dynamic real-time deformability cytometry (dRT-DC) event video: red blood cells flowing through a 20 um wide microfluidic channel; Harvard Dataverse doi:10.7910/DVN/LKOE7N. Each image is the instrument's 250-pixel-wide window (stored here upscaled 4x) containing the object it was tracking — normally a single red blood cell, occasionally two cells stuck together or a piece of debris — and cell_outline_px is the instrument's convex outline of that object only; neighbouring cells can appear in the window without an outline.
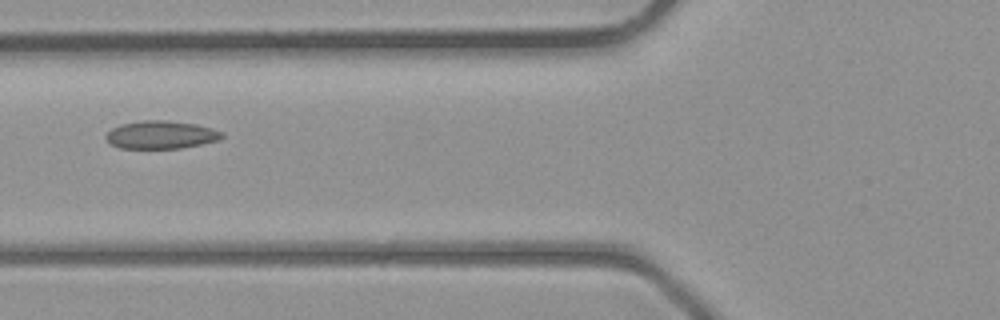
{"species": "common noctule bat (a hibernating species)", "species_latin": "Nyctalus noctula", "temperature_condition": "room temperature", "stored_images_in_passage": 3, "camera_frame_rate_fps": 3000, "um_per_image_px": 0.085, "animal": {"sex": "male", "body_mass_g": 23.1, "forearm_length_mm": 52.7}, "frame": {"image": 1, "passage_image": 3, "time_ms": 2.333, "image_size_px": [1000, 320], "cell_outline_px": [[224, 136], [220, 140], [180, 148], [120, 148], [108, 144], [104, 136], [112, 128], [120, 124], [144, 120], [168, 120], [196, 124], [212, 128], [224, 132]], "centroid_in_image_um": [13.67, 11.45], "position_along_channel_um": 112.1, "area_um2": 19.07}}